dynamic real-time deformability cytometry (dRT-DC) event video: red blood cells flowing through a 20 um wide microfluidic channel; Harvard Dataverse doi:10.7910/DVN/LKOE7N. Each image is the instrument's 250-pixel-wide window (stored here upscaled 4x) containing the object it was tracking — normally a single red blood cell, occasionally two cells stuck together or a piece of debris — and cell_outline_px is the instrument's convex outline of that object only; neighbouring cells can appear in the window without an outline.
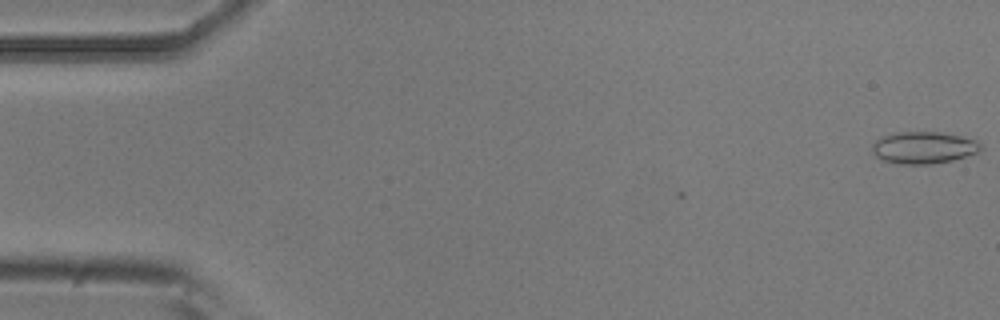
{"species": "common noctule bat (a hibernating species)", "species_latin": "Nyctalus noctula", "temperature_condition": "room temperature", "stored_images_in_passage": 5, "camera_frame_rate_fps": 3000, "um_per_image_px": 0.085, "animal": {"sex": "male", "body_mass_g": 20.5, "forearm_length_mm": 52.5}, "frame": {"image": 1, "passage_image": 1, "time_ms": 0.0, "image_size_px": [1000, 320], "cell_outline_px": [[984, 148], [976, 152], [952, 160], [932, 164], [896, 164], [880, 160], [872, 152], [872, 144], [880, 136], [892, 132], [940, 132], [960, 136], [976, 140]], "centroid_in_image_um": [78.44, 12.54], "position_along_channel_um": 6.6, "area_um2": 20.4}}
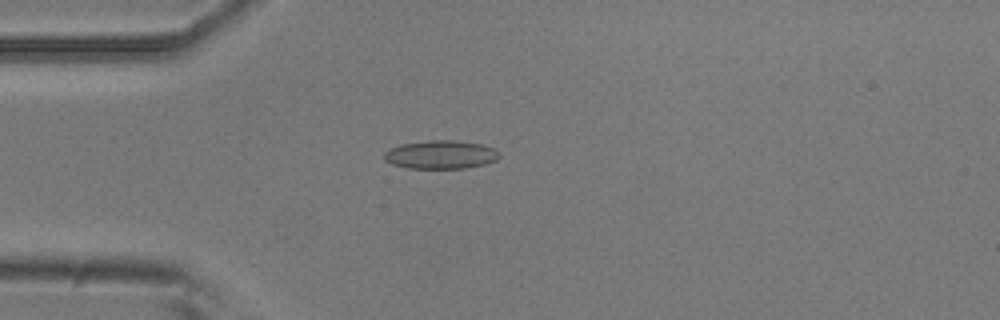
{"frame": {"image": 2, "passage_image": 4, "time_ms": 1.0, "image_size_px": [1000, 320], "cell_outline_px": [[500, 156], [496, 160], [484, 164], [464, 168], [408, 168], [392, 164], [384, 160], [384, 152], [388, 148], [400, 144], [428, 140], [456, 140], [484, 144], [500, 152]], "centroid_in_image_um": [37.44, 13.13], "position_along_channel_um": 47.6, "area_um2": 19.25}}